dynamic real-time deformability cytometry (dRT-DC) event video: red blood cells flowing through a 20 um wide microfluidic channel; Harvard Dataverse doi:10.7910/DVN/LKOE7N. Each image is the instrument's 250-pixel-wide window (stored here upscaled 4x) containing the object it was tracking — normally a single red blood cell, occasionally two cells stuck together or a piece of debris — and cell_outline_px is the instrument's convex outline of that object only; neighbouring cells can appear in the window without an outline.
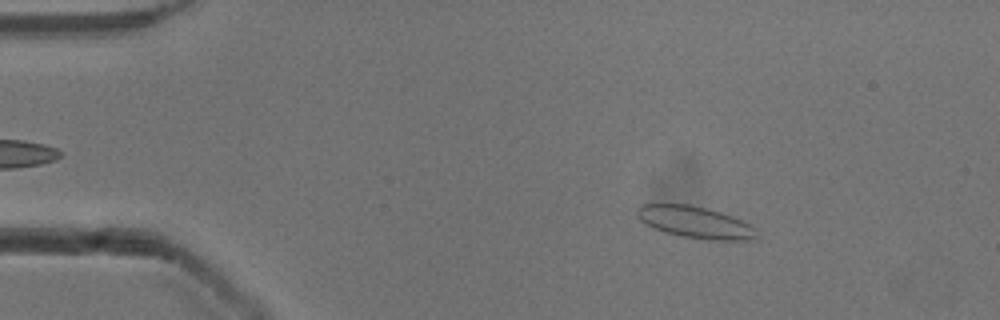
{"species": "common noctule bat (a hibernating species)", "species_latin": "Nyctalus noctula", "temperature_condition": "cold", "stored_images_in_passage": 46, "camera_frame_rate_fps": 3000, "um_per_image_px": 0.085, "animal": {"sex": "male", "body_mass_g": 13.3}, "frame": {"image": 1, "passage_image": 2, "time_ms": 0.333, "image_size_px": [1000, 320], "cell_outline_px": [[756, 240], [704, 240], [680, 236], [664, 232], [652, 228], [644, 224], [636, 216], [636, 208], [640, 204], [692, 204], [708, 208], [732, 216], [756, 228]], "centroid_in_image_um": [59.04, 18.89], "position_along_channel_um": 26.0, "area_um2": 22.54}}
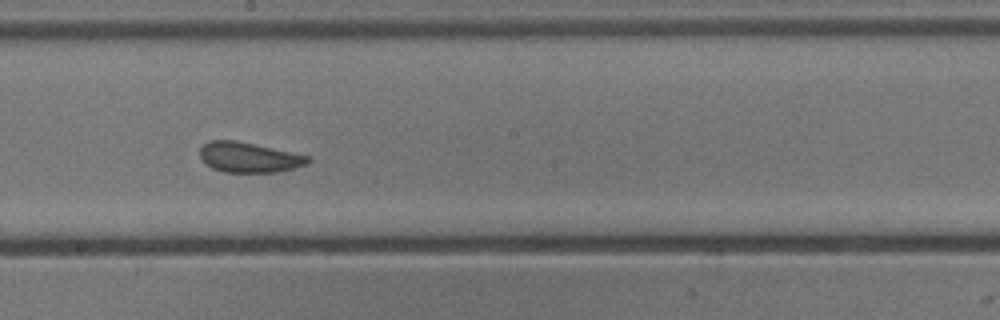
{"frame": {"image": 2, "passage_image": 23, "time_ms": 7.333, "image_size_px": [1000, 320], "cell_outline_px": [[312, 160], [304, 164], [292, 168], [276, 172], [224, 172], [212, 168], [200, 160], [200, 148], [208, 140], [236, 140], [312, 156]], "centroid_in_image_um": [21.14, 13.36], "position_along_channel_um": 227.1, "area_um2": 19.07}}
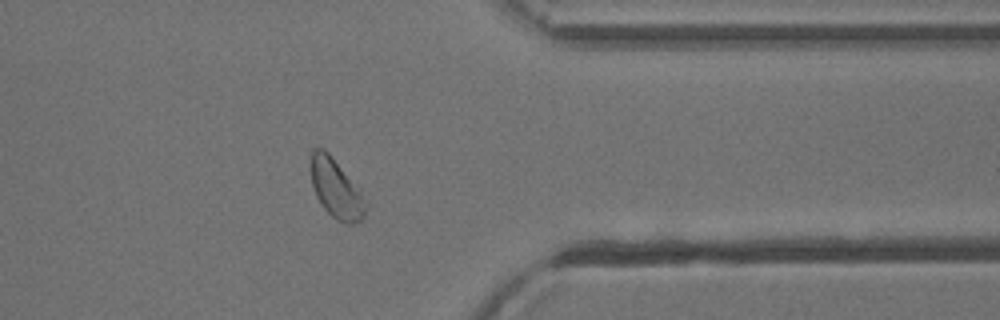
{"frame": {"image": 3, "passage_image": 36, "time_ms": 11.667, "image_size_px": [1000, 320], "cell_outline_px": [[368, 208], [364, 216], [360, 220], [352, 224], [344, 224], [336, 220], [324, 208], [316, 196], [312, 184], [312, 148], [324, 148], [328, 152], [368, 204]], "centroid_in_image_um": [28.56, 16.1], "position_along_channel_um": 382.8, "area_um2": 18.15}, "authors_computed_cell_mechanics": {"area_um2": 19.8832, "velocity_mm_per_s": 3.8552, "shape_relaxation_time_tau1_ms": null, "shape_relaxation_time_tau2_ms": 0.9601, "deformation_change_tau1": null, "deformation_change_tau2": 0.0443}}